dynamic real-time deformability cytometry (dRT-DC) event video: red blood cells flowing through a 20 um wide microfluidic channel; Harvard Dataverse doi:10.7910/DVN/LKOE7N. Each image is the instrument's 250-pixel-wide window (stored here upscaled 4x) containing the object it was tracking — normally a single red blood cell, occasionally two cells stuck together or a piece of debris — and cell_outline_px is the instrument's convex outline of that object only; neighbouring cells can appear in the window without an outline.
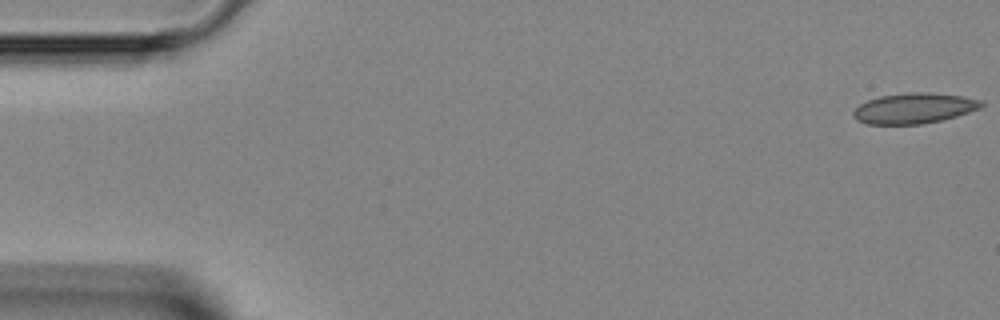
{"species": "Egyptian fruit bat (a non-hibernating species)", "species_latin": "Rousettus aegyptiacus", "temperature_condition": "room temperature", "stored_images_in_passage": 45, "camera_frame_rate_fps": 3000, "um_per_image_px": 0.085, "animal": {"sex": "female"}, "frame": {"image": 1, "passage_image": 1, "time_ms": 0.0, "image_size_px": [1000, 320], "cell_outline_px": [[984, 104], [980, 108], [956, 116], [924, 124], [868, 124], [856, 120], [852, 112], [860, 104], [868, 100], [880, 96], [912, 92], [928, 92], [964, 96], [984, 100]], "centroid_in_image_um": [77.72, 9.2], "position_along_channel_um": 7.3, "area_um2": 22.72}}
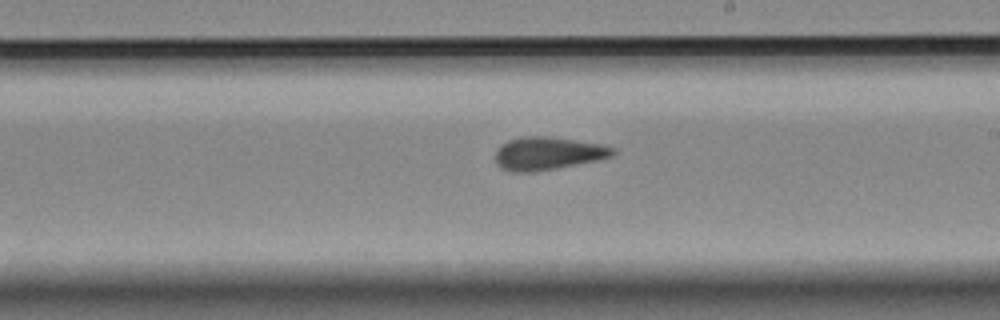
{"frame": {"image": 2, "passage_image": 26, "time_ms": 8.333, "image_size_px": [1000, 320], "cell_outline_px": [[616, 152], [612, 156], [596, 160], [556, 168], [532, 172], [512, 172], [496, 164], [496, 152], [500, 144], [508, 140], [524, 136], [548, 136], [604, 144], [616, 148]], "centroid_in_image_um": [46.58, 13.02], "position_along_channel_um": 242.4, "area_um2": 22.54}}
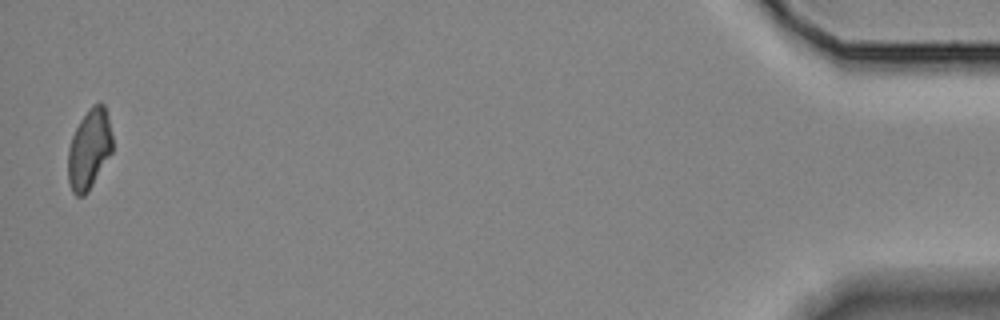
{"frame": {"image": 3, "passage_image": 45, "time_ms": 14.667, "image_size_px": [1000, 320], "cell_outline_px": [[112, 152], [88, 192], [84, 196], [76, 196], [72, 192], [68, 180], [68, 148], [72, 136], [80, 120], [88, 108], [92, 104], [104, 104], [108, 116], [112, 136]], "centroid_in_image_um": [7.58, 12.69], "position_along_channel_um": 427.6, "area_um2": 20.75}}